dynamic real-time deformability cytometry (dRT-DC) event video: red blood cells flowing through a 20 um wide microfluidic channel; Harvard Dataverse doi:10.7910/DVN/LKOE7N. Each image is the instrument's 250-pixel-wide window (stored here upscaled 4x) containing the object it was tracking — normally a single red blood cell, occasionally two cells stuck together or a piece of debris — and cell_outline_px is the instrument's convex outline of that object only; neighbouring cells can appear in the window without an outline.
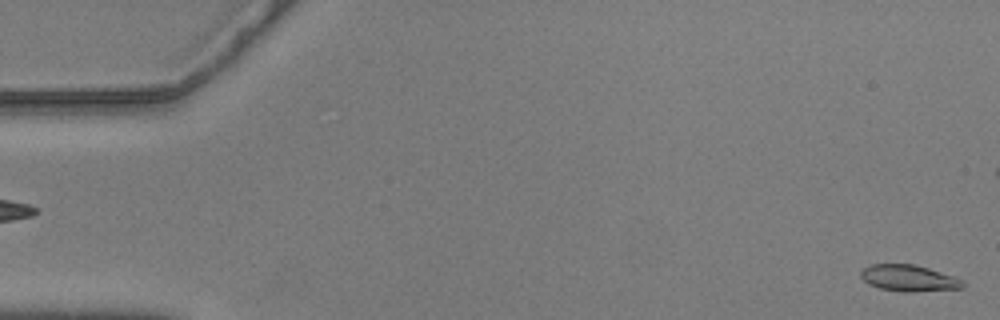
{"species": "common noctule bat (a hibernating species)", "species_latin": "Nyctalus noctula", "temperature_condition": "warm", "stored_images_in_passage": 51, "camera_frame_rate_fps": 3000, "um_per_image_px": 0.085, "animal": {"sex": "male", "body_mass_g": 20.5, "forearm_length_mm": 52.5}, "frame": {"image": 1, "passage_image": 2, "time_ms": 0.333, "image_size_px": [1000, 320], "cell_outline_px": [[964, 288], [916, 292], [904, 292], [880, 288], [868, 284], [860, 276], [860, 272], [864, 268], [872, 264], [916, 264], [952, 276], [960, 280], [964, 284]], "centroid_in_image_um": [77.22, 23.65], "position_along_channel_um": 7.8, "area_um2": 15.61}}
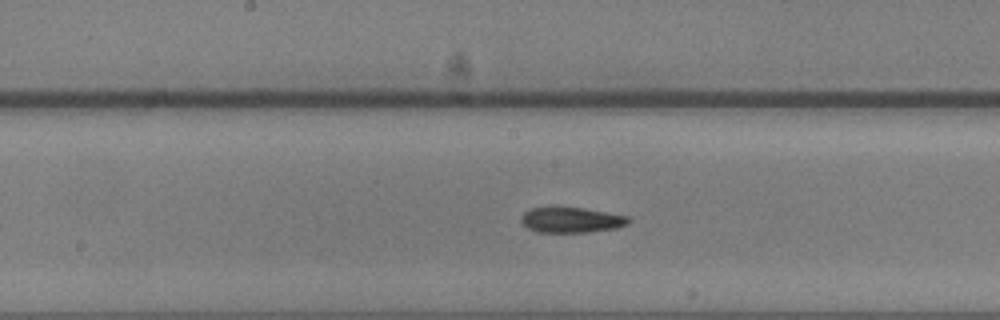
{"frame": {"image": 2, "passage_image": 30, "time_ms": 9.667, "image_size_px": [1000, 320], "cell_outline_px": [[632, 220], [628, 224], [616, 228], [588, 232], [536, 232], [528, 228], [520, 220], [520, 216], [524, 212], [532, 208], [552, 204], [584, 208], [628, 216]], "centroid_in_image_um": [48.52, 18.65], "position_along_channel_um": 199.7, "area_um2": 16.53}}
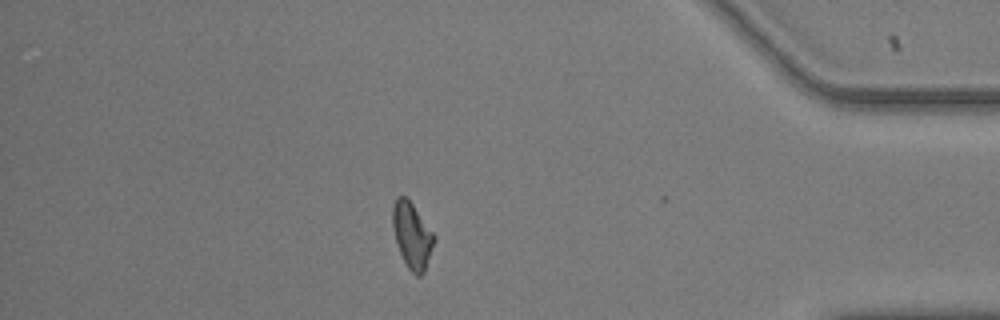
{"frame": {"image": 3, "passage_image": 50, "time_ms": 16.333, "image_size_px": [1000, 320], "cell_outline_px": [[436, 240], [424, 272], [420, 276], [416, 276], [408, 268], [396, 244], [392, 224], [392, 208], [396, 196], [404, 196], [412, 204], [436, 236]], "centroid_in_image_um": [35.02, 20.02], "position_along_channel_um": 400.2, "area_um2": 15.9}}